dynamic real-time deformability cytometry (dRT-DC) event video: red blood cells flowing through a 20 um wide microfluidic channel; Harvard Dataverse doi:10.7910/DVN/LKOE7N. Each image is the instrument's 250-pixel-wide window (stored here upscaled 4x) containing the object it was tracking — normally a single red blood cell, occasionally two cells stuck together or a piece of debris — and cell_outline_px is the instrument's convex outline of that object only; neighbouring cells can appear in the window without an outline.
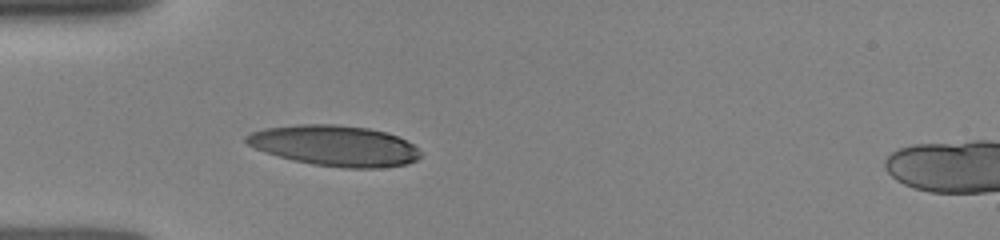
{"species": "human", "species_latin": "Homo sapiens", "temperature_condition": "room temperature", "stored_images_in_passage": 8, "camera_frame_rate_fps": 3000, "um_per_image_px": 0.085, "donor": {"sex": "female"}, "frame": {"image": 1, "passage_image": 1, "time_ms": 0.0, "image_size_px": [1000, 240], "cell_outline_px": [[420, 156], [416, 160], [408, 164], [380, 168], [344, 168], [312, 164], [292, 160], [256, 148], [248, 144], [244, 140], [244, 136], [252, 132], [264, 128], [296, 124], [336, 124], [368, 128], [384, 132], [396, 136], [412, 144], [420, 152]], "centroid_in_image_um": [28.44, 12.38], "position_along_channel_um": 56.6, "area_um2": 41.1}}
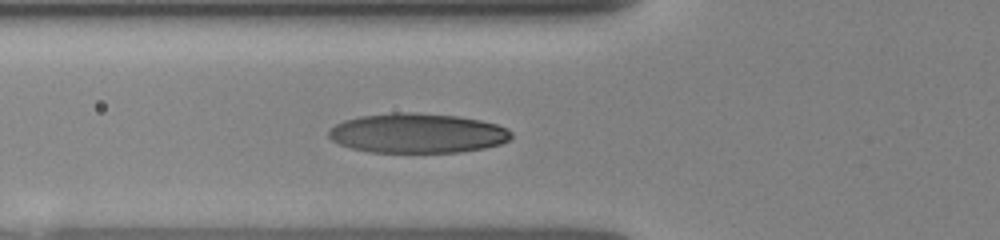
{"frame": {"image": 2, "passage_image": 5, "time_ms": 1.0, "image_size_px": [1000, 240], "cell_outline_px": [[512, 136], [508, 140], [500, 144], [484, 148], [460, 152], [368, 152], [352, 148], [340, 144], [332, 140], [328, 136], [328, 132], [336, 124], [344, 120], [360, 116], [392, 112], [416, 112], [456, 116], [480, 120], [496, 124], [508, 128], [512, 132]], "centroid_in_image_um": [35.48, 11.32], "position_along_channel_um": 90.3, "area_um2": 42.25}}
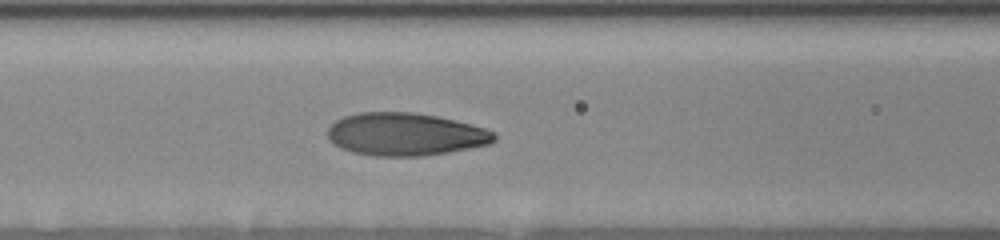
{"frame": {"image": 3, "passage_image": 8, "time_ms": 2.0, "image_size_px": [1000, 240], "cell_outline_px": [[496, 140], [488, 144], [448, 152], [424, 156], [376, 156], [352, 152], [340, 148], [328, 140], [328, 128], [336, 120], [344, 116], [360, 112], [412, 112], [436, 116], [484, 128], [496, 132]], "centroid_in_image_um": [34.42, 11.42], "position_along_channel_um": 132.2, "area_um2": 41.38}}